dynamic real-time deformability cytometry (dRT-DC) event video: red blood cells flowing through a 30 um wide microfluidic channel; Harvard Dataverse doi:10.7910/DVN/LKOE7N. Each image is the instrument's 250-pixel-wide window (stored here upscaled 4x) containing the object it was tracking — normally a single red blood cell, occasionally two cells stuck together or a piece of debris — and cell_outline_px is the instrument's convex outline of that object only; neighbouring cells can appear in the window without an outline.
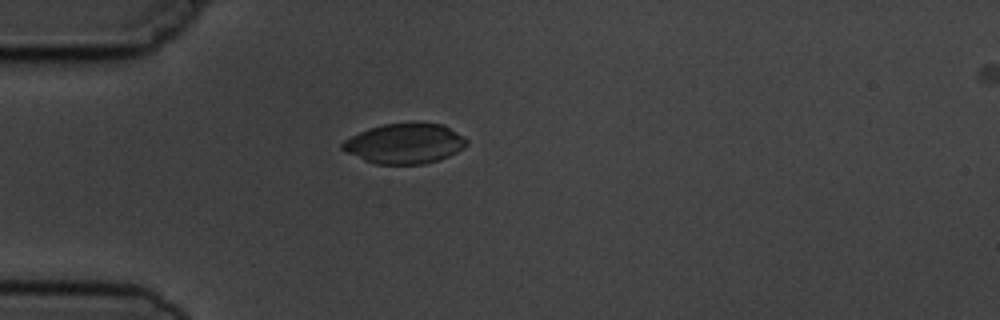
{"species": "common noctule bat (a hibernating species)", "species_latin": "Nyctalus noctula", "temperature_condition": "cold", "stored_images_in_passage": 3, "camera_frame_rate_fps": 3000, "um_per_image_px": 0.085, "animal": {"sex": "male", "body_mass_g": 19.5, "forearm_length_mm": 54.6}, "frame": {"image": 1, "passage_image": 2, "time_ms": 1.333, "image_size_px": [1000, 320], "cell_outline_px": [[468, 144], [464, 148], [448, 156], [424, 164], [376, 164], [364, 160], [340, 148], [340, 144], [344, 140], [368, 128], [384, 124], [412, 120], [416, 120], [444, 124], [464, 136], [468, 140]], "centroid_in_image_um": [34.44, 12.15], "position_along_channel_um": 50.6, "area_um2": 29.65}}